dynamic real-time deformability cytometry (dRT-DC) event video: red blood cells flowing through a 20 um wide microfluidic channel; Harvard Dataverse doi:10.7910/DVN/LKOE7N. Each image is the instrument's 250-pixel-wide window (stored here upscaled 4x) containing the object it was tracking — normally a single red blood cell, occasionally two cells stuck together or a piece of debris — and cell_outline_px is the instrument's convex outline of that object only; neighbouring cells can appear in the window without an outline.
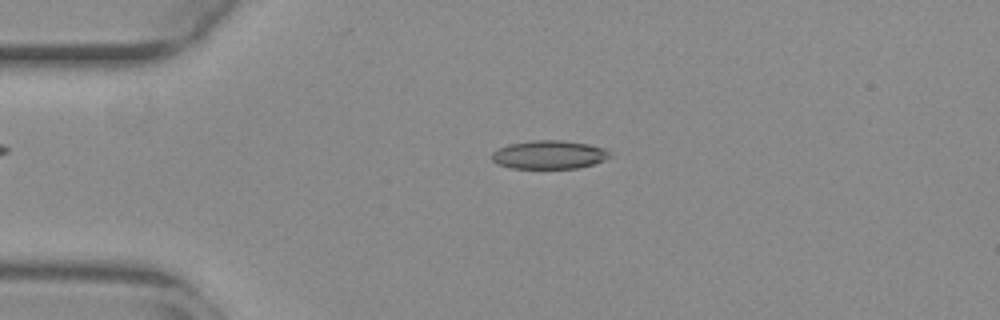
{"species": "common noctule bat (a hibernating species)", "species_latin": "Nyctalus noctula", "temperature_condition": "warm", "stored_images_in_passage": 53, "camera_frame_rate_fps": 3000, "um_per_image_px": 0.085, "animal": {"sex": "female", "body_mass_g": 29.2, "forearm_length_mm": 56.3}, "frame": {"image": 1, "passage_image": 12, "time_ms": 3.667, "image_size_px": [1000, 320], "cell_outline_px": [[612, 156], [604, 160], [592, 164], [576, 168], [512, 168], [496, 164], [492, 160], [492, 152], [508, 144], [532, 140], [560, 140], [588, 144], [604, 148]], "centroid_in_image_um": [46.65, 13.15], "position_along_channel_um": 38.4, "area_um2": 19.48}}
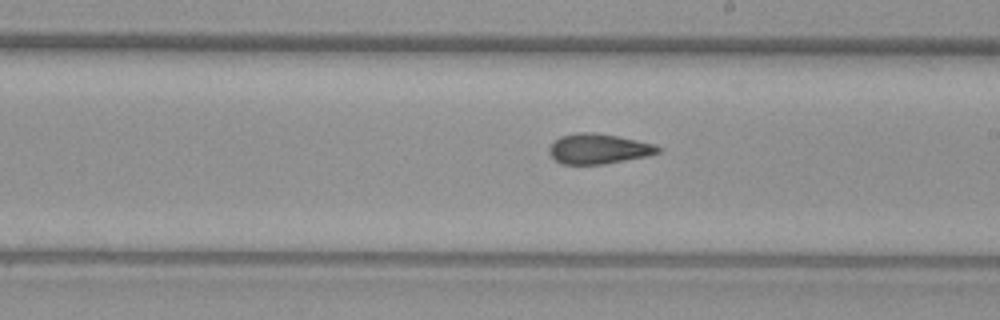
{"frame": {"image": 2, "passage_image": 30, "time_ms": 9.667, "image_size_px": [1000, 320], "cell_outline_px": [[660, 152], [648, 156], [604, 164], [560, 164], [548, 152], [548, 148], [560, 136], [576, 132], [592, 132], [616, 136], [656, 144], [660, 148]], "centroid_in_image_um": [50.87, 12.65], "position_along_channel_um": 238.1, "area_um2": 19.07}}
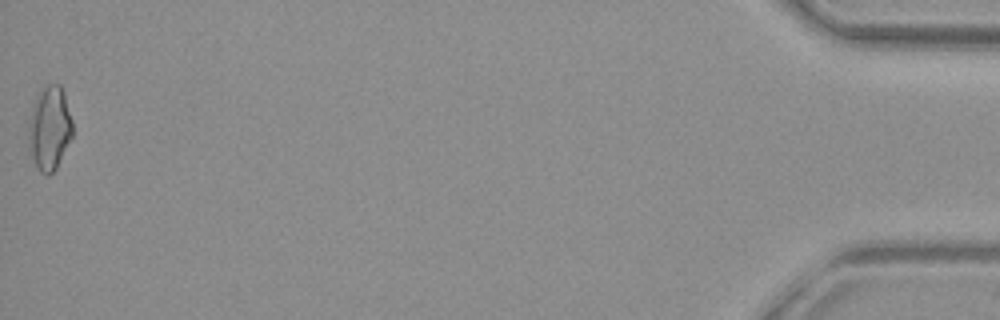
{"frame": {"image": 3, "passage_image": 53, "time_ms": 17.333, "image_size_px": [1000, 320], "cell_outline_px": [[72, 136], [56, 168], [48, 176], [40, 172], [28, 148], [28, 120], [36, 96], [40, 88], [48, 84], [60, 84], [64, 92], [72, 120]], "centroid_in_image_um": [4.19, 10.87], "position_along_channel_um": 431.0, "area_um2": 21.62}, "authors_computed_cell_mechanics": {"area_um2": 19.1318, "velocity_mm_per_s": 3.8699, "shape_relaxation_time_tau1_ms": null, "shape_relaxation_time_tau2_ms": 2.0767, "deformation_change_tau1": null, "deformation_change_tau2": 0.0825}}